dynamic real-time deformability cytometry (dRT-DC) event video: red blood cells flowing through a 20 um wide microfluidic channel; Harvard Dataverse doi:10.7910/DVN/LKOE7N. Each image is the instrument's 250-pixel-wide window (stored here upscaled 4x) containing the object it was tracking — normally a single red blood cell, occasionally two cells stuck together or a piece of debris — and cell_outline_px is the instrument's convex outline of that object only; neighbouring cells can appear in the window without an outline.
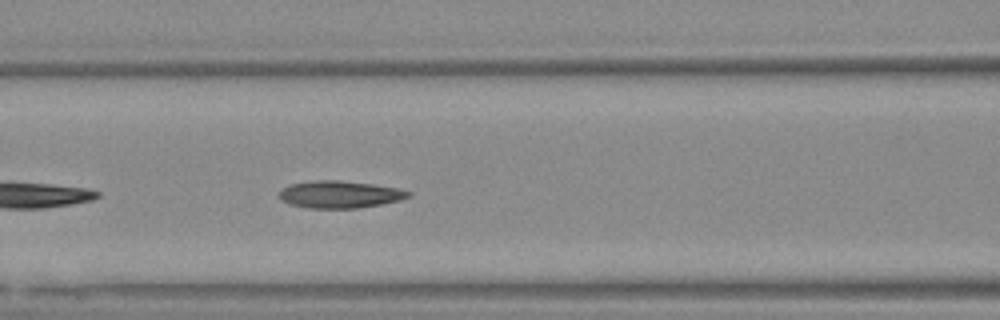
{"species": "Egyptian fruit bat (a non-hibernating species)", "species_latin": "Rousettus aegyptiacus", "temperature_condition": "warm", "stored_images_in_passage": 28, "camera_frame_rate_fps": 3000, "um_per_image_px": 0.085, "animal": {"sex": "female"}, "frame": {"image": 1, "passage_image": 8, "time_ms": 2.333, "image_size_px": [1000, 320], "cell_outline_px": [[412, 192], [408, 196], [400, 200], [360, 208], [308, 208], [292, 204], [280, 200], [280, 192], [284, 188], [292, 184], [312, 180], [336, 180], [372, 184], [396, 188]], "centroid_in_image_um": [28.87, 16.53], "position_along_channel_um": 137.7, "area_um2": 20.17}}
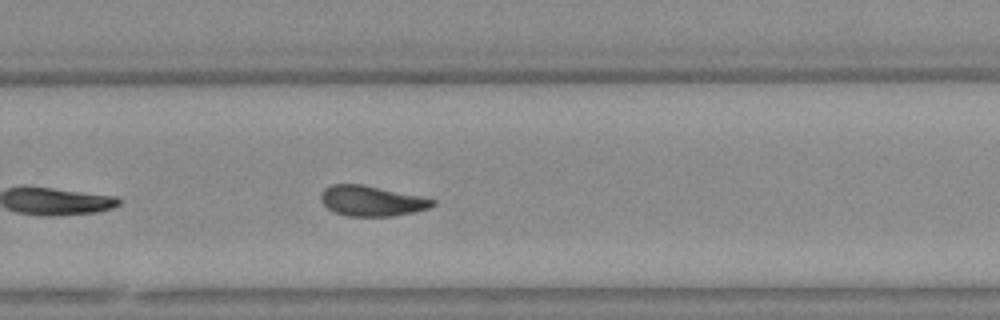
{"frame": {"image": 2, "passage_image": 21, "time_ms": 6.667, "image_size_px": [1000, 320], "cell_outline_px": [[436, 204], [428, 208], [412, 212], [392, 216], [348, 216], [336, 212], [328, 208], [324, 204], [320, 196], [324, 188], [332, 184], [360, 184], [420, 196], [436, 200]], "centroid_in_image_um": [31.58, 17.07], "position_along_channel_um": 298.2, "area_um2": 19.42}, "authors_computed_cell_mechanics": {"area_um2": 19.4786, "velocity_mm_per_s": 3.7124, "shape_relaxation_time_tau1_ms": 6.7233, "shape_relaxation_time_tau2_ms": 4.7387, "deformation_change_tau1": 0.1674, "deformation_change_tau2": 0.1211}}